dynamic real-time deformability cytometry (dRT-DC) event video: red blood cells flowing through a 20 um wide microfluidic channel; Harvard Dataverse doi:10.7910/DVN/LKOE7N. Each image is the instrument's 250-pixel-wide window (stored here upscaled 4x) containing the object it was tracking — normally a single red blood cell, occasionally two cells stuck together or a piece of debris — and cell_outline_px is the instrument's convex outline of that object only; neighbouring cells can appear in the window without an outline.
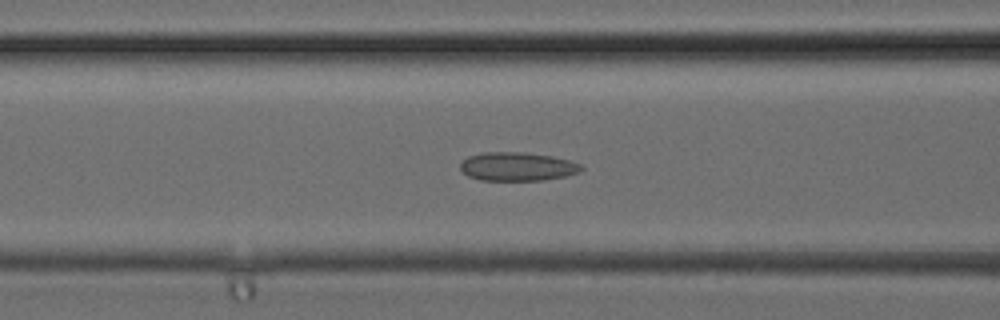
{"species": "common noctule bat (a hibernating species)", "species_latin": "Nyctalus noctula", "temperature_condition": "cold", "stored_images_in_passage": 33, "camera_frame_rate_fps": 3000, "um_per_image_px": 0.085, "animal": {"sex": "female", "body_mass_g": 24.6, "forearm_length_mm": 56.2}, "frame": {"image": 1, "passage_image": 13, "time_ms": 4.0, "image_size_px": [1000, 320], "cell_outline_px": [[584, 168], [580, 172], [564, 176], [544, 180], [480, 180], [468, 176], [460, 168], [460, 164], [468, 156], [480, 152], [524, 152], [552, 156], [568, 160], [580, 164]], "centroid_in_image_um": [43.96, 14.15], "position_along_channel_um": 122.6, "area_um2": 20.17}}
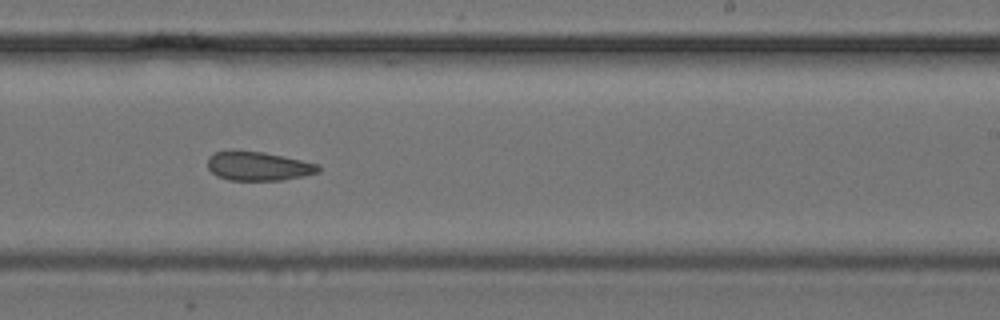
{"frame": {"image": 2, "passage_image": 20, "time_ms": 6.333, "image_size_px": [1000, 320], "cell_outline_px": [[320, 172], [304, 176], [284, 180], [228, 180], [216, 176], [208, 168], [208, 156], [216, 152], [264, 152], [284, 156], [320, 164]], "centroid_in_image_um": [22.01, 14.14], "position_along_channel_um": 267.0, "area_um2": 18.55}}
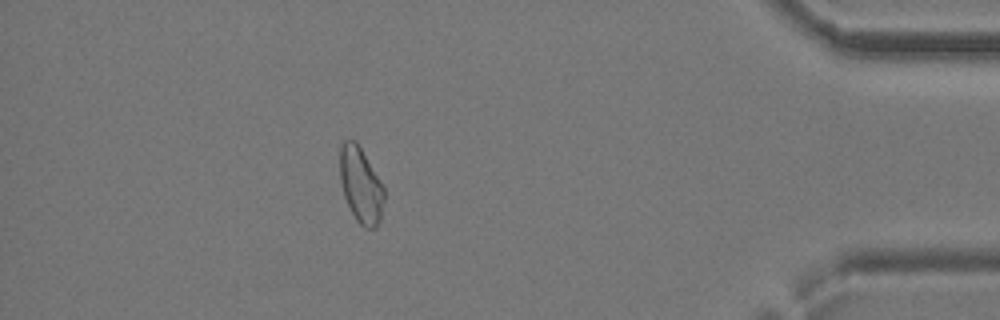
{"frame": {"image": 3, "passage_image": 29, "time_ms": 9.333, "image_size_px": [1000, 320], "cell_outline_px": [[384, 200], [380, 220], [376, 228], [364, 228], [356, 220], [344, 196], [340, 180], [340, 148], [344, 140], [356, 140], [380, 180], [384, 188]], "centroid_in_image_um": [30.67, 15.74], "position_along_channel_um": 404.5, "area_um2": 19.36}}